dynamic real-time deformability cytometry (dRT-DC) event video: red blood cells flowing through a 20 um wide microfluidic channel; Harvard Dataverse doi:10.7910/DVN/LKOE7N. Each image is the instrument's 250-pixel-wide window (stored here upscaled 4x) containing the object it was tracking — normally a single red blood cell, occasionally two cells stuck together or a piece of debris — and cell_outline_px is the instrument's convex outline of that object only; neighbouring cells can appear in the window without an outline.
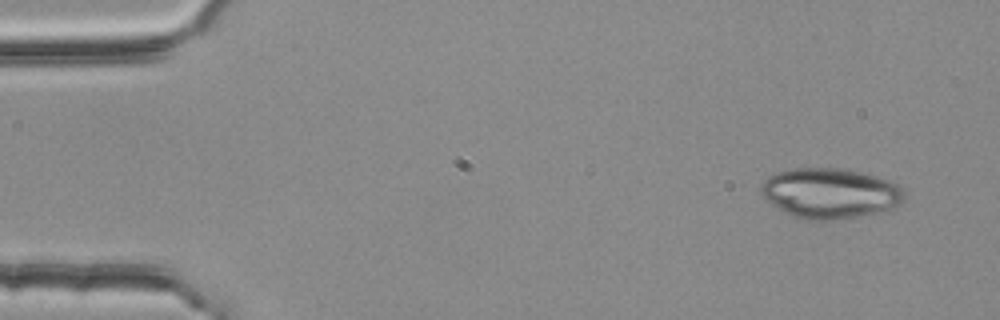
{"species": "common noctule bat (a hibernating species)", "species_latin": "Nyctalus noctula", "temperature_condition": "room temperature", "stored_images_in_passage": 3, "camera_frame_rate_fps": 3000, "um_per_image_px": 0.085, "animal": {"sex": "female", "body_mass_g": 25.1}, "frame": {"image": 1, "passage_image": 1, "time_ms": 0.0, "image_size_px": [1000, 320], "cell_outline_px": [[904, 200], [900, 204], [892, 208], [880, 212], [828, 220], [804, 220], [792, 216], [784, 212], [760, 196], [760, 184], [768, 176], [776, 172], [796, 168], [836, 168], [860, 172], [876, 176], [896, 184], [904, 188]], "centroid_in_image_um": [70.51, 16.42], "position_along_channel_um": 14.5, "area_um2": 41.96}}